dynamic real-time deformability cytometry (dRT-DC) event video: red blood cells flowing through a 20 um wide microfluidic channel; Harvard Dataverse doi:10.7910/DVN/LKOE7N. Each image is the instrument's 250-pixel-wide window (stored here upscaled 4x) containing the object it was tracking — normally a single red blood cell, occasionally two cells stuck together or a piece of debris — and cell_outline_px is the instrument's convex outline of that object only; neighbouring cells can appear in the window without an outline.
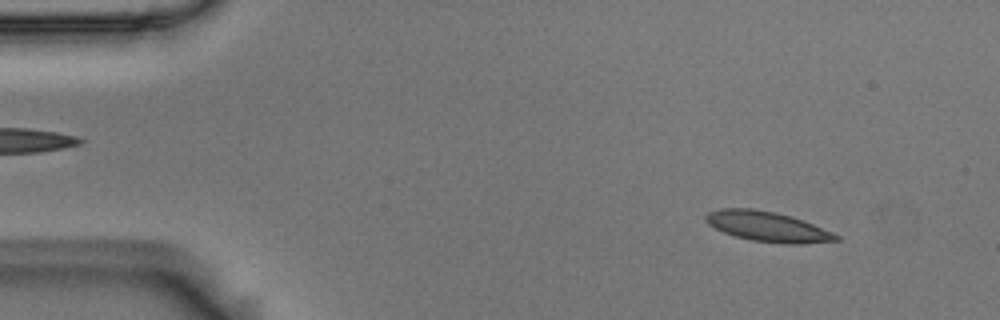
{"species": "Egyptian fruit bat (a non-hibernating species)", "species_latin": "Rousettus aegyptiacus", "temperature_condition": "room temperature", "stored_images_in_passage": 54, "camera_frame_rate_fps": 3000, "um_per_image_px": 0.085, "animal": {"sex": "male"}, "frame": {"image": 1, "passage_image": 5, "time_ms": 1.333, "image_size_px": [1000, 320], "cell_outline_px": [[840, 240], [800, 244], [780, 244], [752, 240], [736, 236], [724, 232], [708, 224], [704, 220], [704, 216], [708, 212], [720, 208], [752, 208], [776, 212], [792, 216], [804, 220], [832, 232], [840, 236]], "centroid_in_image_um": [65.24, 19.25], "position_along_channel_um": 19.8, "area_um2": 22.95}}
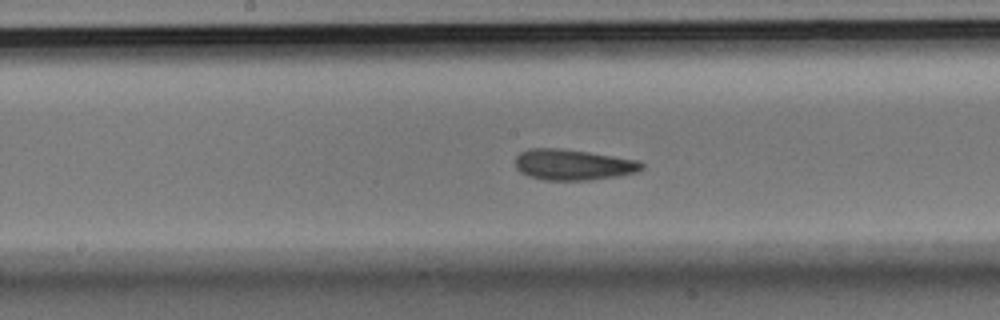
{"frame": {"image": 2, "passage_image": 27, "time_ms": 8.667, "image_size_px": [1000, 320], "cell_outline_px": [[644, 168], [636, 172], [616, 176], [588, 180], [544, 180], [528, 176], [520, 172], [516, 168], [516, 156], [520, 152], [528, 148], [560, 148], [588, 152], [640, 160], [644, 164]], "centroid_in_image_um": [48.7, 13.99], "position_along_channel_um": 199.5, "area_um2": 22.77}}
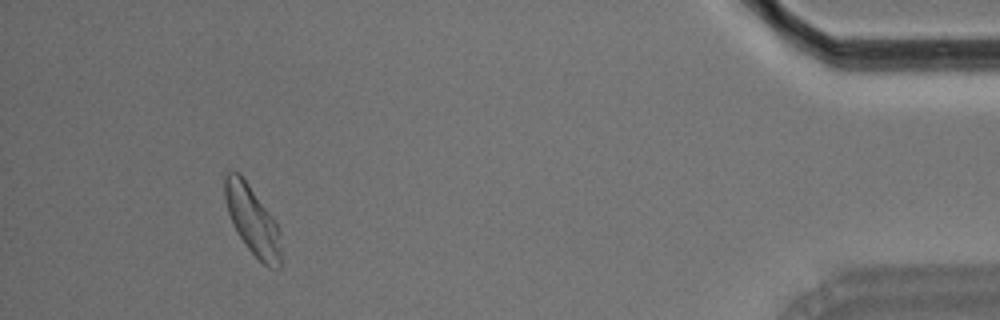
{"frame": {"image": 3, "passage_image": 50, "time_ms": 16.333, "image_size_px": [1000, 320], "cell_outline_px": [[280, 268], [268, 268], [248, 248], [240, 236], [228, 212], [224, 200], [224, 176], [228, 172], [240, 172], [276, 220], [280, 248]], "centroid_in_image_um": [21.44, 18.67], "position_along_channel_um": 413.8, "area_um2": 22.2}, "authors_computed_cell_mechanics": {"area_um2": 22.3108, "velocity_mm_per_s": 3.6279, "shape_relaxation_time_tau1_ms": 4.9517, "shape_relaxation_time_tau2_ms": 2.1957, "deformation_change_tau1": 0.1462, "deformation_change_tau2": 0.0893}}